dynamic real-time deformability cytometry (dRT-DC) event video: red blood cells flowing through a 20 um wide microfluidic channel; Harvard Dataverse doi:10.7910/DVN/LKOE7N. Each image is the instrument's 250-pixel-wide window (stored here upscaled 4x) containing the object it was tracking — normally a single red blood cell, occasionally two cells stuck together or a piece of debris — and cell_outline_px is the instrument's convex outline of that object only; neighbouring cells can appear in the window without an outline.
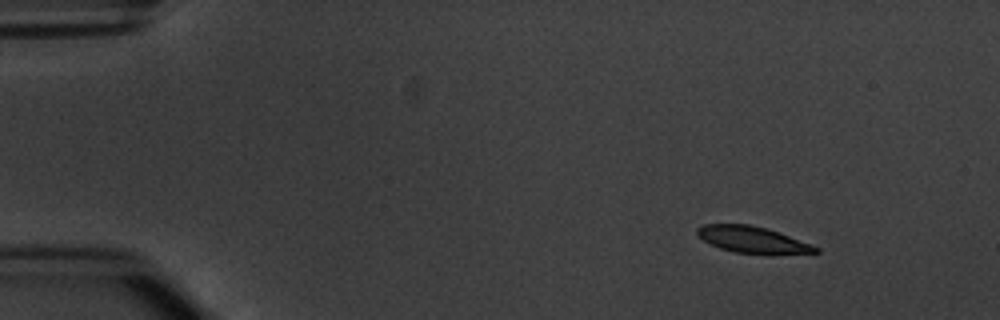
{"species": "common noctule bat (a hibernating species)", "species_latin": "Nyctalus noctula", "temperature_condition": "warm", "stored_images_in_passage": 3, "camera_frame_rate_fps": 3000, "um_per_image_px": 0.085, "animal": {"sex": "male", "body_mass_g": 20.1, "forearm_length_mm": 53.5}, "frame": {"image": 1, "passage_image": 1, "time_ms": 0.0, "image_size_px": [1000, 320], "cell_outline_px": [[820, 252], [736, 252], [720, 248], [704, 240], [696, 232], [696, 228], [704, 224], [748, 224], [764, 228], [788, 236], [820, 248]], "centroid_in_image_um": [63.86, 20.33], "position_along_channel_um": 21.1, "area_um2": 17.11}}
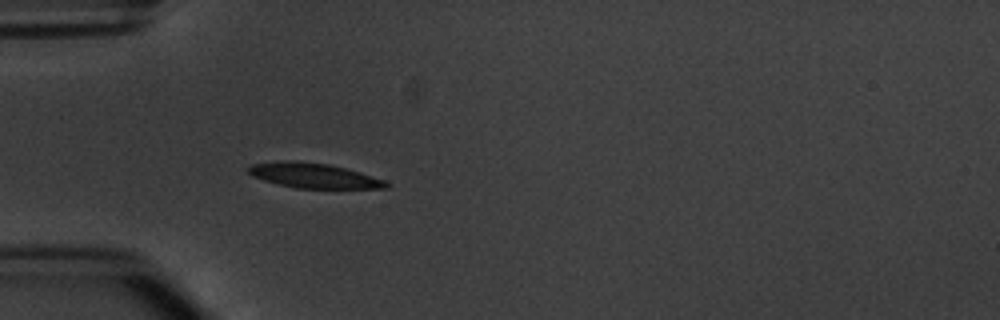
{"frame": {"image": 2, "passage_image": 3, "time_ms": 3.333, "image_size_px": [1000, 320], "cell_outline_px": [[392, 184], [388, 188], [296, 188], [264, 180], [252, 176], [248, 172], [248, 168], [252, 164], [284, 160], [296, 160], [328, 164], [360, 172], [384, 180]], "centroid_in_image_um": [26.68, 14.92], "position_along_channel_um": 58.3, "area_um2": 19.88}}